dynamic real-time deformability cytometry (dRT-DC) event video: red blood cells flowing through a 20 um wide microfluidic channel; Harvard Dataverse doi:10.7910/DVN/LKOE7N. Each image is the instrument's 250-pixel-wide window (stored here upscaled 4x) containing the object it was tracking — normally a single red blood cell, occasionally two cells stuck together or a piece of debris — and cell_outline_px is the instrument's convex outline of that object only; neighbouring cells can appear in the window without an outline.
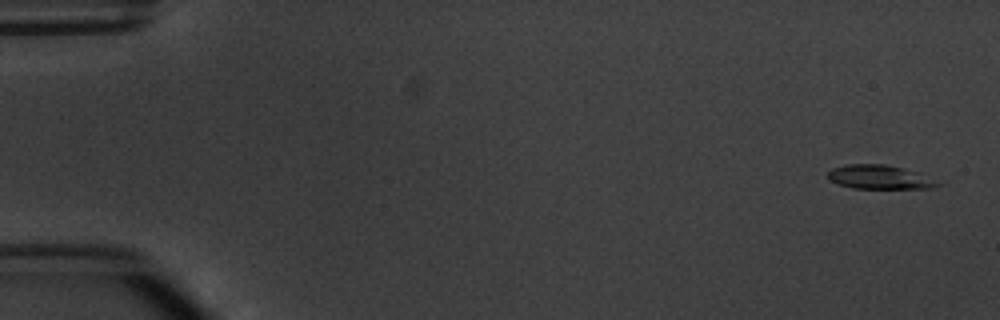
{"species": "common noctule bat (a hibernating species)", "species_latin": "Nyctalus noctula", "temperature_condition": "warm", "stored_images_in_passage": 6, "camera_frame_rate_fps": 3000, "um_per_image_px": 0.085, "animal": {"sex": "male", "body_mass_g": 20.1, "forearm_length_mm": 53.5}, "frame": {"image": 1, "passage_image": 1, "time_ms": 0.0, "image_size_px": [1000, 320], "cell_outline_px": [[944, 184], [932, 188], [852, 188], [828, 180], [828, 172], [832, 168], [844, 164], [884, 164], [900, 168], [912, 172]], "centroid_in_image_um": [74.67, 15.06], "position_along_channel_um": 10.3, "area_um2": 14.91}}
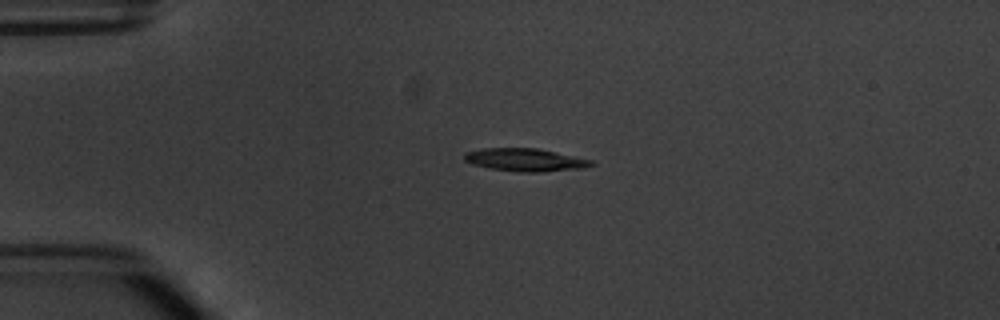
{"frame": {"image": 2, "passage_image": 4, "time_ms": 3.667, "image_size_px": [1000, 320], "cell_outline_px": [[596, 164], [584, 168], [544, 172], [520, 172], [488, 168], [472, 164], [464, 160], [464, 152], [484, 148], [536, 148], [556, 152], [592, 160]], "centroid_in_image_um": [44.64, 13.59], "position_along_channel_um": 40.4, "area_um2": 16.99}}